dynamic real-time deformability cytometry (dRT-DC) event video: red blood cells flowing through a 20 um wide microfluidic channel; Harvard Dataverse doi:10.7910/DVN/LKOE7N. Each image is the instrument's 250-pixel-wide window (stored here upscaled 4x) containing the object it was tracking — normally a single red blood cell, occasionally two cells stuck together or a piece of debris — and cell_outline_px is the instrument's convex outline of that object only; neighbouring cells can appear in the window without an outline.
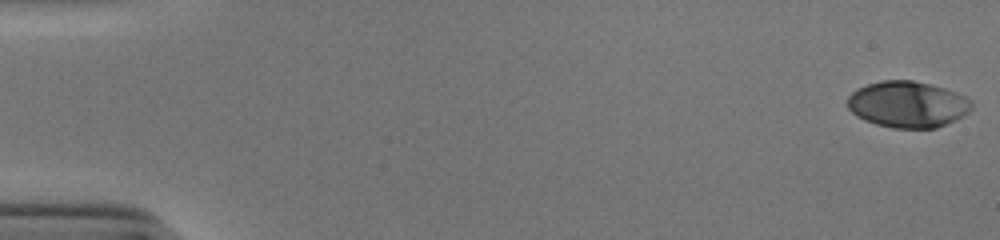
{"species": "human", "species_latin": "Homo sapiens", "temperature_condition": "cold", "stored_images_in_passage": 53, "camera_frame_rate_fps": 3000, "um_per_image_px": 0.085, "donor": {"sex": "male"}, "frame": {"image": 1, "passage_image": 1, "time_ms": 0.0, "image_size_px": [1000, 240], "cell_outline_px": [[972, 108], [968, 112], [956, 120], [936, 128], [892, 128], [876, 124], [864, 120], [856, 116], [848, 108], [848, 96], [856, 88], [880, 80], [912, 80], [944, 88], [956, 92], [972, 100]], "centroid_in_image_um": [77.14, 8.87], "position_along_channel_um": 7.9, "area_um2": 33.58}}
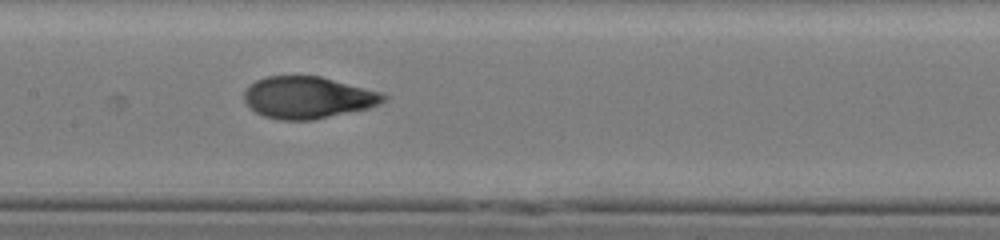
{"frame": {"image": 2, "passage_image": 27, "time_ms": 8.667, "image_size_px": [1000, 240], "cell_outline_px": [[388, 96], [380, 104], [368, 108], [312, 120], [280, 120], [264, 116], [256, 112], [244, 100], [244, 92], [248, 84], [256, 80], [268, 76], [320, 76], [380, 92]], "centroid_in_image_um": [26.14, 8.29], "position_along_channel_um": 181.3, "area_um2": 33.81}}
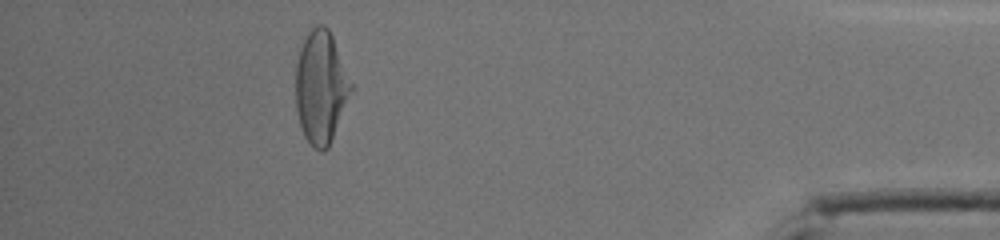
{"frame": {"image": 3, "passage_image": 48, "time_ms": 15.667, "image_size_px": [1000, 240], "cell_outline_px": [[352, 88], [328, 148], [324, 152], [320, 152], [304, 136], [300, 124], [296, 108], [296, 64], [300, 48], [304, 40], [312, 28], [316, 24], [324, 24], [328, 28], [332, 36], [352, 84]], "centroid_in_image_um": [27.25, 7.4], "position_along_channel_um": 407.9, "area_um2": 35.6}, "authors_computed_cell_mechanics": {"area_um2": 34.1598, "velocity_mm_per_s": 3.9258, "shape_relaxation_time_tau1_ms": 4.0981, "shape_relaxation_time_tau2_ms": 0.9764, "deformation_change_tau1": 0.2332, "deformation_change_tau2": 0.0547}}